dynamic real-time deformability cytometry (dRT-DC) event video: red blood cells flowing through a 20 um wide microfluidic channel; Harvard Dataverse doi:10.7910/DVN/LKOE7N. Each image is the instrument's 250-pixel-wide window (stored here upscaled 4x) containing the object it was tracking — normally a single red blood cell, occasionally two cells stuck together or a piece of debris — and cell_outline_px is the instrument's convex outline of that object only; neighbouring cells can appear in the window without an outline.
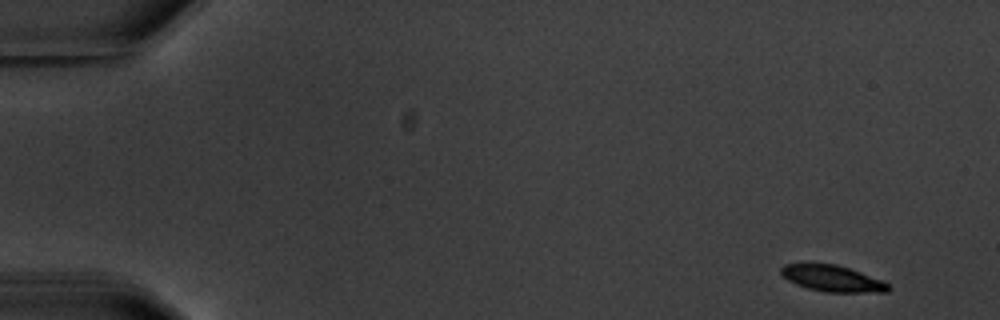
{"species": "common noctule bat (a hibernating species)", "species_latin": "Nyctalus noctula", "temperature_condition": "warm", "stored_images_in_passage": 6, "segment_of_instrument_passage": [1, 2], "camera_frame_rate_fps": 3000, "um_per_image_px": 0.085, "animal": {"sex": "male", "body_mass_g": 20.1, "forearm_length_mm": 53.5}, "frame": {"image": 1, "passage_image": 1, "time_ms": 0.0, "image_size_px": [1000, 320], "cell_outline_px": [[888, 292], [824, 292], [808, 288], [796, 284], [788, 280], [780, 272], [780, 268], [784, 264], [812, 260], [836, 264], [884, 280], [888, 284]], "centroid_in_image_um": [70.67, 23.61], "position_along_channel_um": 14.3, "area_um2": 16.99}}
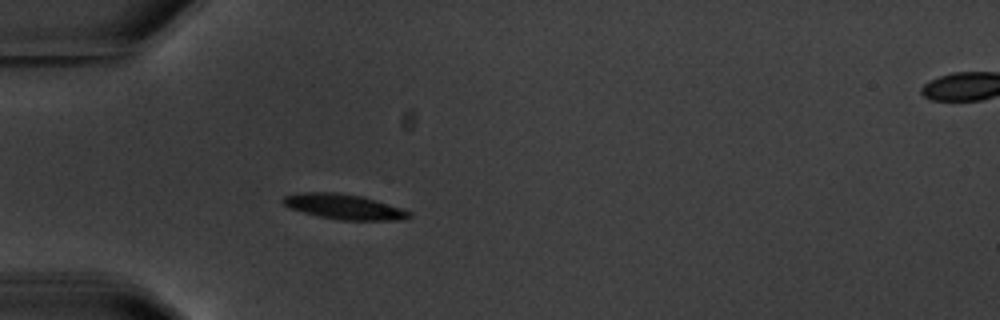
{"frame": {"image": 2, "passage_image": 5, "time_ms": 4.667, "image_size_px": [1000, 320], "cell_outline_px": [[412, 216], [408, 220], [340, 220], [316, 216], [288, 208], [280, 200], [284, 196], [304, 192], [332, 192], [360, 196], [400, 208], [412, 212]], "centroid_in_image_um": [29.22, 17.59], "position_along_channel_um": 55.8, "area_um2": 18.44}}